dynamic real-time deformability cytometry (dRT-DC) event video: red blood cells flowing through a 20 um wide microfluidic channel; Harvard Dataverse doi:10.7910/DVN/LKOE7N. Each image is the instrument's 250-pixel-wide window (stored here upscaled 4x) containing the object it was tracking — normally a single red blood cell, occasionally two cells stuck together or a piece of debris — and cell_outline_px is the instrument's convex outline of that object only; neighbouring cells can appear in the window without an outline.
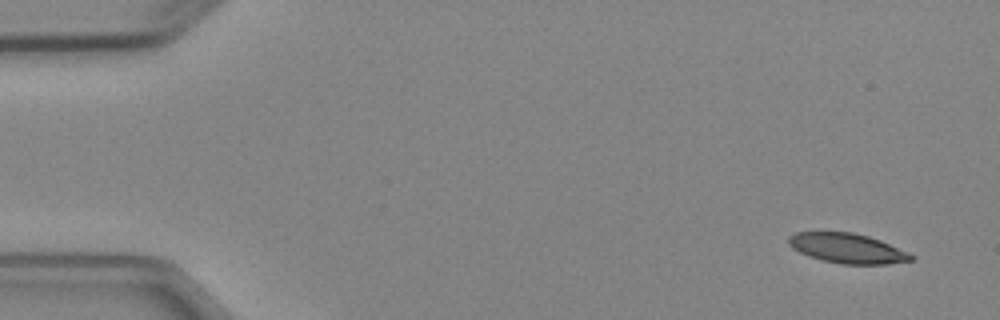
{"species": "Egyptian fruit bat (a non-hibernating species)", "species_latin": "Rousettus aegyptiacus", "temperature_condition": "cold", "stored_images_in_passage": 6, "camera_frame_rate_fps": 3000, "um_per_image_px": 0.085, "animal": {"sex": "female"}, "frame": {"image": 1, "passage_image": 1, "time_ms": 0.0, "image_size_px": [1000, 320], "cell_outline_px": [[916, 260], [888, 264], [840, 264], [820, 260], [808, 256], [792, 248], [788, 244], [788, 236], [796, 232], [852, 232], [868, 236], [880, 240], [908, 252], [916, 256]], "centroid_in_image_um": [72.04, 21.11], "position_along_channel_um": 13.0, "area_um2": 21.5}}
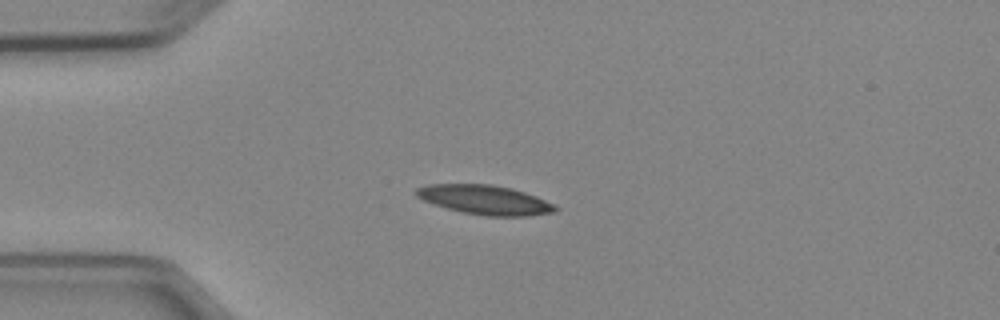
{"frame": {"image": 2, "passage_image": 3, "time_ms": 3.333, "image_size_px": [1000, 320], "cell_outline_px": [[560, 208], [556, 212], [528, 216], [488, 216], [464, 212], [448, 208], [424, 200], [416, 196], [412, 192], [416, 188], [428, 184], [492, 184], [512, 188], [536, 196]], "centroid_in_image_um": [41.22, 16.98], "position_along_channel_um": 43.8, "area_um2": 23.7}}